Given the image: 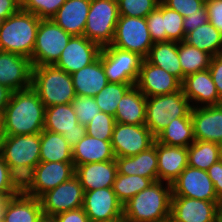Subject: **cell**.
<instances>
[{
    "mask_svg": "<svg viewBox=\"0 0 222 222\" xmlns=\"http://www.w3.org/2000/svg\"><path fill=\"white\" fill-rule=\"evenodd\" d=\"M45 108L31 87L13 91L0 117V135L40 134L44 130Z\"/></svg>",
    "mask_w": 222,
    "mask_h": 222,
    "instance_id": "6da1fadb",
    "label": "cell"
},
{
    "mask_svg": "<svg viewBox=\"0 0 222 222\" xmlns=\"http://www.w3.org/2000/svg\"><path fill=\"white\" fill-rule=\"evenodd\" d=\"M171 198V183L153 182L123 205V216L128 222H169Z\"/></svg>",
    "mask_w": 222,
    "mask_h": 222,
    "instance_id": "7a4b0ae2",
    "label": "cell"
},
{
    "mask_svg": "<svg viewBox=\"0 0 222 222\" xmlns=\"http://www.w3.org/2000/svg\"><path fill=\"white\" fill-rule=\"evenodd\" d=\"M40 20L21 8L1 21L0 51L16 53L31 60Z\"/></svg>",
    "mask_w": 222,
    "mask_h": 222,
    "instance_id": "3957f363",
    "label": "cell"
},
{
    "mask_svg": "<svg viewBox=\"0 0 222 222\" xmlns=\"http://www.w3.org/2000/svg\"><path fill=\"white\" fill-rule=\"evenodd\" d=\"M31 88L45 107L72 103L76 96L71 75L54 65L33 67Z\"/></svg>",
    "mask_w": 222,
    "mask_h": 222,
    "instance_id": "277c9868",
    "label": "cell"
},
{
    "mask_svg": "<svg viewBox=\"0 0 222 222\" xmlns=\"http://www.w3.org/2000/svg\"><path fill=\"white\" fill-rule=\"evenodd\" d=\"M192 106L182 88L171 94L146 97L145 126L156 137L179 117H191Z\"/></svg>",
    "mask_w": 222,
    "mask_h": 222,
    "instance_id": "5b68a950",
    "label": "cell"
},
{
    "mask_svg": "<svg viewBox=\"0 0 222 222\" xmlns=\"http://www.w3.org/2000/svg\"><path fill=\"white\" fill-rule=\"evenodd\" d=\"M118 18L117 0H91L84 36L101 48L111 45Z\"/></svg>",
    "mask_w": 222,
    "mask_h": 222,
    "instance_id": "8992f818",
    "label": "cell"
},
{
    "mask_svg": "<svg viewBox=\"0 0 222 222\" xmlns=\"http://www.w3.org/2000/svg\"><path fill=\"white\" fill-rule=\"evenodd\" d=\"M71 37L53 20L41 19L31 56L32 66L54 65Z\"/></svg>",
    "mask_w": 222,
    "mask_h": 222,
    "instance_id": "52a82bcc",
    "label": "cell"
},
{
    "mask_svg": "<svg viewBox=\"0 0 222 222\" xmlns=\"http://www.w3.org/2000/svg\"><path fill=\"white\" fill-rule=\"evenodd\" d=\"M99 56L109 83L136 84L144 59L138 53L108 45Z\"/></svg>",
    "mask_w": 222,
    "mask_h": 222,
    "instance_id": "ba28073f",
    "label": "cell"
},
{
    "mask_svg": "<svg viewBox=\"0 0 222 222\" xmlns=\"http://www.w3.org/2000/svg\"><path fill=\"white\" fill-rule=\"evenodd\" d=\"M153 44L145 18L119 16L112 46L138 53L145 59Z\"/></svg>",
    "mask_w": 222,
    "mask_h": 222,
    "instance_id": "9c48e42d",
    "label": "cell"
},
{
    "mask_svg": "<svg viewBox=\"0 0 222 222\" xmlns=\"http://www.w3.org/2000/svg\"><path fill=\"white\" fill-rule=\"evenodd\" d=\"M156 137L144 125L115 123L111 144L115 157L137 155L154 145Z\"/></svg>",
    "mask_w": 222,
    "mask_h": 222,
    "instance_id": "30bf717a",
    "label": "cell"
},
{
    "mask_svg": "<svg viewBox=\"0 0 222 222\" xmlns=\"http://www.w3.org/2000/svg\"><path fill=\"white\" fill-rule=\"evenodd\" d=\"M0 153L8 166L40 162V134L0 135Z\"/></svg>",
    "mask_w": 222,
    "mask_h": 222,
    "instance_id": "8fae6325",
    "label": "cell"
},
{
    "mask_svg": "<svg viewBox=\"0 0 222 222\" xmlns=\"http://www.w3.org/2000/svg\"><path fill=\"white\" fill-rule=\"evenodd\" d=\"M172 197H187L205 201L222 202L214 189L208 172L187 166L171 183Z\"/></svg>",
    "mask_w": 222,
    "mask_h": 222,
    "instance_id": "7c38bea8",
    "label": "cell"
},
{
    "mask_svg": "<svg viewBox=\"0 0 222 222\" xmlns=\"http://www.w3.org/2000/svg\"><path fill=\"white\" fill-rule=\"evenodd\" d=\"M84 193L79 179L74 175L39 198L42 212L46 215H57L83 207Z\"/></svg>",
    "mask_w": 222,
    "mask_h": 222,
    "instance_id": "4fadbf2b",
    "label": "cell"
},
{
    "mask_svg": "<svg viewBox=\"0 0 222 222\" xmlns=\"http://www.w3.org/2000/svg\"><path fill=\"white\" fill-rule=\"evenodd\" d=\"M44 130L62 134L71 147L86 135V126L78 122L71 103L46 107Z\"/></svg>",
    "mask_w": 222,
    "mask_h": 222,
    "instance_id": "5bb4252c",
    "label": "cell"
},
{
    "mask_svg": "<svg viewBox=\"0 0 222 222\" xmlns=\"http://www.w3.org/2000/svg\"><path fill=\"white\" fill-rule=\"evenodd\" d=\"M100 51L101 47L84 35L72 36L54 66L71 75L94 62Z\"/></svg>",
    "mask_w": 222,
    "mask_h": 222,
    "instance_id": "9a60e30c",
    "label": "cell"
},
{
    "mask_svg": "<svg viewBox=\"0 0 222 222\" xmlns=\"http://www.w3.org/2000/svg\"><path fill=\"white\" fill-rule=\"evenodd\" d=\"M82 208L90 222L110 221L123 216V204L112 187L86 191Z\"/></svg>",
    "mask_w": 222,
    "mask_h": 222,
    "instance_id": "2e32d148",
    "label": "cell"
},
{
    "mask_svg": "<svg viewBox=\"0 0 222 222\" xmlns=\"http://www.w3.org/2000/svg\"><path fill=\"white\" fill-rule=\"evenodd\" d=\"M32 68L29 58L0 51V84L11 91H21L31 87Z\"/></svg>",
    "mask_w": 222,
    "mask_h": 222,
    "instance_id": "e0dca14e",
    "label": "cell"
},
{
    "mask_svg": "<svg viewBox=\"0 0 222 222\" xmlns=\"http://www.w3.org/2000/svg\"><path fill=\"white\" fill-rule=\"evenodd\" d=\"M135 86L146 97H152L179 91L181 82L166 70L143 59Z\"/></svg>",
    "mask_w": 222,
    "mask_h": 222,
    "instance_id": "ac0fdd59",
    "label": "cell"
},
{
    "mask_svg": "<svg viewBox=\"0 0 222 222\" xmlns=\"http://www.w3.org/2000/svg\"><path fill=\"white\" fill-rule=\"evenodd\" d=\"M221 202L187 197L171 198V222H217L218 205Z\"/></svg>",
    "mask_w": 222,
    "mask_h": 222,
    "instance_id": "d6986e66",
    "label": "cell"
},
{
    "mask_svg": "<svg viewBox=\"0 0 222 222\" xmlns=\"http://www.w3.org/2000/svg\"><path fill=\"white\" fill-rule=\"evenodd\" d=\"M181 88L192 108L222 104L209 69L186 76Z\"/></svg>",
    "mask_w": 222,
    "mask_h": 222,
    "instance_id": "ffe728a7",
    "label": "cell"
},
{
    "mask_svg": "<svg viewBox=\"0 0 222 222\" xmlns=\"http://www.w3.org/2000/svg\"><path fill=\"white\" fill-rule=\"evenodd\" d=\"M75 175L73 162H39L35 167V182L26 194L40 198Z\"/></svg>",
    "mask_w": 222,
    "mask_h": 222,
    "instance_id": "44dd1931",
    "label": "cell"
},
{
    "mask_svg": "<svg viewBox=\"0 0 222 222\" xmlns=\"http://www.w3.org/2000/svg\"><path fill=\"white\" fill-rule=\"evenodd\" d=\"M195 140L222 145V104L192 108Z\"/></svg>",
    "mask_w": 222,
    "mask_h": 222,
    "instance_id": "7402d4cb",
    "label": "cell"
},
{
    "mask_svg": "<svg viewBox=\"0 0 222 222\" xmlns=\"http://www.w3.org/2000/svg\"><path fill=\"white\" fill-rule=\"evenodd\" d=\"M117 173L115 160L86 163L75 167V176L79 179L84 192L112 187Z\"/></svg>",
    "mask_w": 222,
    "mask_h": 222,
    "instance_id": "603a6c76",
    "label": "cell"
},
{
    "mask_svg": "<svg viewBox=\"0 0 222 222\" xmlns=\"http://www.w3.org/2000/svg\"><path fill=\"white\" fill-rule=\"evenodd\" d=\"M158 181L172 183L188 166V148L167 146L156 141Z\"/></svg>",
    "mask_w": 222,
    "mask_h": 222,
    "instance_id": "cb8c5ba5",
    "label": "cell"
},
{
    "mask_svg": "<svg viewBox=\"0 0 222 222\" xmlns=\"http://www.w3.org/2000/svg\"><path fill=\"white\" fill-rule=\"evenodd\" d=\"M90 4L91 0H66L51 20L72 36H82Z\"/></svg>",
    "mask_w": 222,
    "mask_h": 222,
    "instance_id": "d4e9b609",
    "label": "cell"
},
{
    "mask_svg": "<svg viewBox=\"0 0 222 222\" xmlns=\"http://www.w3.org/2000/svg\"><path fill=\"white\" fill-rule=\"evenodd\" d=\"M117 171L123 175H138L158 181L156 140L149 149L129 157H115Z\"/></svg>",
    "mask_w": 222,
    "mask_h": 222,
    "instance_id": "484cf974",
    "label": "cell"
},
{
    "mask_svg": "<svg viewBox=\"0 0 222 222\" xmlns=\"http://www.w3.org/2000/svg\"><path fill=\"white\" fill-rule=\"evenodd\" d=\"M76 95L95 97L107 84L108 79L100 56L91 64L71 74Z\"/></svg>",
    "mask_w": 222,
    "mask_h": 222,
    "instance_id": "4316f807",
    "label": "cell"
},
{
    "mask_svg": "<svg viewBox=\"0 0 222 222\" xmlns=\"http://www.w3.org/2000/svg\"><path fill=\"white\" fill-rule=\"evenodd\" d=\"M73 165H83L92 162L115 160L111 141L97 139L87 134L72 147Z\"/></svg>",
    "mask_w": 222,
    "mask_h": 222,
    "instance_id": "83f0119b",
    "label": "cell"
},
{
    "mask_svg": "<svg viewBox=\"0 0 222 222\" xmlns=\"http://www.w3.org/2000/svg\"><path fill=\"white\" fill-rule=\"evenodd\" d=\"M117 123L144 125L146 118V96L134 85L118 103L114 116Z\"/></svg>",
    "mask_w": 222,
    "mask_h": 222,
    "instance_id": "f1b7e54d",
    "label": "cell"
},
{
    "mask_svg": "<svg viewBox=\"0 0 222 222\" xmlns=\"http://www.w3.org/2000/svg\"><path fill=\"white\" fill-rule=\"evenodd\" d=\"M42 213L41 202L38 198L18 194L7 200L3 222H37Z\"/></svg>",
    "mask_w": 222,
    "mask_h": 222,
    "instance_id": "f546056e",
    "label": "cell"
},
{
    "mask_svg": "<svg viewBox=\"0 0 222 222\" xmlns=\"http://www.w3.org/2000/svg\"><path fill=\"white\" fill-rule=\"evenodd\" d=\"M150 64L161 67L182 83V69L178 56V42L154 43L145 58Z\"/></svg>",
    "mask_w": 222,
    "mask_h": 222,
    "instance_id": "4dcf8cb0",
    "label": "cell"
},
{
    "mask_svg": "<svg viewBox=\"0 0 222 222\" xmlns=\"http://www.w3.org/2000/svg\"><path fill=\"white\" fill-rule=\"evenodd\" d=\"M40 162H73L72 147L59 133H40Z\"/></svg>",
    "mask_w": 222,
    "mask_h": 222,
    "instance_id": "1f68e13d",
    "label": "cell"
},
{
    "mask_svg": "<svg viewBox=\"0 0 222 222\" xmlns=\"http://www.w3.org/2000/svg\"><path fill=\"white\" fill-rule=\"evenodd\" d=\"M156 141L176 147H189L194 141V129L191 117L173 119L157 136Z\"/></svg>",
    "mask_w": 222,
    "mask_h": 222,
    "instance_id": "d6a6232c",
    "label": "cell"
},
{
    "mask_svg": "<svg viewBox=\"0 0 222 222\" xmlns=\"http://www.w3.org/2000/svg\"><path fill=\"white\" fill-rule=\"evenodd\" d=\"M184 41L212 57L222 55V34L210 22L189 32Z\"/></svg>",
    "mask_w": 222,
    "mask_h": 222,
    "instance_id": "836d02e7",
    "label": "cell"
},
{
    "mask_svg": "<svg viewBox=\"0 0 222 222\" xmlns=\"http://www.w3.org/2000/svg\"><path fill=\"white\" fill-rule=\"evenodd\" d=\"M178 56L182 69V82L190 74L209 69L212 56L185 41L178 42Z\"/></svg>",
    "mask_w": 222,
    "mask_h": 222,
    "instance_id": "e575fe53",
    "label": "cell"
},
{
    "mask_svg": "<svg viewBox=\"0 0 222 222\" xmlns=\"http://www.w3.org/2000/svg\"><path fill=\"white\" fill-rule=\"evenodd\" d=\"M221 157V145L215 142L195 140L188 147V165L207 171Z\"/></svg>",
    "mask_w": 222,
    "mask_h": 222,
    "instance_id": "d590c367",
    "label": "cell"
},
{
    "mask_svg": "<svg viewBox=\"0 0 222 222\" xmlns=\"http://www.w3.org/2000/svg\"><path fill=\"white\" fill-rule=\"evenodd\" d=\"M154 181L138 175H123L117 173L112 189L118 200L124 205L136 194L148 188Z\"/></svg>",
    "mask_w": 222,
    "mask_h": 222,
    "instance_id": "8d00e7d4",
    "label": "cell"
},
{
    "mask_svg": "<svg viewBox=\"0 0 222 222\" xmlns=\"http://www.w3.org/2000/svg\"><path fill=\"white\" fill-rule=\"evenodd\" d=\"M135 84L109 83L94 97L100 111L112 115L116 114L118 103L124 94Z\"/></svg>",
    "mask_w": 222,
    "mask_h": 222,
    "instance_id": "74e56055",
    "label": "cell"
},
{
    "mask_svg": "<svg viewBox=\"0 0 222 222\" xmlns=\"http://www.w3.org/2000/svg\"><path fill=\"white\" fill-rule=\"evenodd\" d=\"M9 183L17 194H27L35 182V166H9Z\"/></svg>",
    "mask_w": 222,
    "mask_h": 222,
    "instance_id": "f35d334b",
    "label": "cell"
},
{
    "mask_svg": "<svg viewBox=\"0 0 222 222\" xmlns=\"http://www.w3.org/2000/svg\"><path fill=\"white\" fill-rule=\"evenodd\" d=\"M161 0H117L119 16L146 18Z\"/></svg>",
    "mask_w": 222,
    "mask_h": 222,
    "instance_id": "ab89813d",
    "label": "cell"
},
{
    "mask_svg": "<svg viewBox=\"0 0 222 222\" xmlns=\"http://www.w3.org/2000/svg\"><path fill=\"white\" fill-rule=\"evenodd\" d=\"M115 123V118L112 115L100 111L86 125V134L104 141H111Z\"/></svg>",
    "mask_w": 222,
    "mask_h": 222,
    "instance_id": "60d3db41",
    "label": "cell"
},
{
    "mask_svg": "<svg viewBox=\"0 0 222 222\" xmlns=\"http://www.w3.org/2000/svg\"><path fill=\"white\" fill-rule=\"evenodd\" d=\"M183 23L184 17L163 4V31L166 32V42H182L185 40Z\"/></svg>",
    "mask_w": 222,
    "mask_h": 222,
    "instance_id": "b9f144b4",
    "label": "cell"
},
{
    "mask_svg": "<svg viewBox=\"0 0 222 222\" xmlns=\"http://www.w3.org/2000/svg\"><path fill=\"white\" fill-rule=\"evenodd\" d=\"M22 9L40 19H52L66 0H21Z\"/></svg>",
    "mask_w": 222,
    "mask_h": 222,
    "instance_id": "7bdbcfd3",
    "label": "cell"
},
{
    "mask_svg": "<svg viewBox=\"0 0 222 222\" xmlns=\"http://www.w3.org/2000/svg\"><path fill=\"white\" fill-rule=\"evenodd\" d=\"M78 122L84 126L100 112L94 97L76 95L72 103Z\"/></svg>",
    "mask_w": 222,
    "mask_h": 222,
    "instance_id": "ee69618b",
    "label": "cell"
},
{
    "mask_svg": "<svg viewBox=\"0 0 222 222\" xmlns=\"http://www.w3.org/2000/svg\"><path fill=\"white\" fill-rule=\"evenodd\" d=\"M145 19L153 43L166 42V32L163 31V3L160 2Z\"/></svg>",
    "mask_w": 222,
    "mask_h": 222,
    "instance_id": "f6af8a7d",
    "label": "cell"
},
{
    "mask_svg": "<svg viewBox=\"0 0 222 222\" xmlns=\"http://www.w3.org/2000/svg\"><path fill=\"white\" fill-rule=\"evenodd\" d=\"M161 2L184 18L193 13H197L204 5L200 0H161Z\"/></svg>",
    "mask_w": 222,
    "mask_h": 222,
    "instance_id": "bcb514c9",
    "label": "cell"
},
{
    "mask_svg": "<svg viewBox=\"0 0 222 222\" xmlns=\"http://www.w3.org/2000/svg\"><path fill=\"white\" fill-rule=\"evenodd\" d=\"M208 13L205 4L197 11L184 18L183 30L187 35L189 32L196 30L198 27L208 23Z\"/></svg>",
    "mask_w": 222,
    "mask_h": 222,
    "instance_id": "7dc6e473",
    "label": "cell"
},
{
    "mask_svg": "<svg viewBox=\"0 0 222 222\" xmlns=\"http://www.w3.org/2000/svg\"><path fill=\"white\" fill-rule=\"evenodd\" d=\"M205 6L210 24L222 34V0H207Z\"/></svg>",
    "mask_w": 222,
    "mask_h": 222,
    "instance_id": "c3c4849f",
    "label": "cell"
},
{
    "mask_svg": "<svg viewBox=\"0 0 222 222\" xmlns=\"http://www.w3.org/2000/svg\"><path fill=\"white\" fill-rule=\"evenodd\" d=\"M8 172H9V166L3 160V157L0 153V193L4 197L11 198L18 194L10 186Z\"/></svg>",
    "mask_w": 222,
    "mask_h": 222,
    "instance_id": "681fc988",
    "label": "cell"
},
{
    "mask_svg": "<svg viewBox=\"0 0 222 222\" xmlns=\"http://www.w3.org/2000/svg\"><path fill=\"white\" fill-rule=\"evenodd\" d=\"M209 71L217 88L219 99L222 101V55L212 57Z\"/></svg>",
    "mask_w": 222,
    "mask_h": 222,
    "instance_id": "f907efd6",
    "label": "cell"
},
{
    "mask_svg": "<svg viewBox=\"0 0 222 222\" xmlns=\"http://www.w3.org/2000/svg\"><path fill=\"white\" fill-rule=\"evenodd\" d=\"M207 172L214 184V189L218 198L222 201V159L209 167Z\"/></svg>",
    "mask_w": 222,
    "mask_h": 222,
    "instance_id": "816d5d0a",
    "label": "cell"
},
{
    "mask_svg": "<svg viewBox=\"0 0 222 222\" xmlns=\"http://www.w3.org/2000/svg\"><path fill=\"white\" fill-rule=\"evenodd\" d=\"M58 222H90L82 207L55 215Z\"/></svg>",
    "mask_w": 222,
    "mask_h": 222,
    "instance_id": "f5cc1de1",
    "label": "cell"
},
{
    "mask_svg": "<svg viewBox=\"0 0 222 222\" xmlns=\"http://www.w3.org/2000/svg\"><path fill=\"white\" fill-rule=\"evenodd\" d=\"M21 8V0H0V21L18 12Z\"/></svg>",
    "mask_w": 222,
    "mask_h": 222,
    "instance_id": "db71d44e",
    "label": "cell"
},
{
    "mask_svg": "<svg viewBox=\"0 0 222 222\" xmlns=\"http://www.w3.org/2000/svg\"><path fill=\"white\" fill-rule=\"evenodd\" d=\"M12 92L8 87L0 84V117L9 103Z\"/></svg>",
    "mask_w": 222,
    "mask_h": 222,
    "instance_id": "11a10c76",
    "label": "cell"
},
{
    "mask_svg": "<svg viewBox=\"0 0 222 222\" xmlns=\"http://www.w3.org/2000/svg\"><path fill=\"white\" fill-rule=\"evenodd\" d=\"M37 222H58V220L55 215H46L42 213Z\"/></svg>",
    "mask_w": 222,
    "mask_h": 222,
    "instance_id": "9f6ffc18",
    "label": "cell"
},
{
    "mask_svg": "<svg viewBox=\"0 0 222 222\" xmlns=\"http://www.w3.org/2000/svg\"><path fill=\"white\" fill-rule=\"evenodd\" d=\"M8 199H9L8 197L4 196L0 199V221H3L4 208Z\"/></svg>",
    "mask_w": 222,
    "mask_h": 222,
    "instance_id": "6f0895ef",
    "label": "cell"
},
{
    "mask_svg": "<svg viewBox=\"0 0 222 222\" xmlns=\"http://www.w3.org/2000/svg\"><path fill=\"white\" fill-rule=\"evenodd\" d=\"M217 222H222V202L218 205Z\"/></svg>",
    "mask_w": 222,
    "mask_h": 222,
    "instance_id": "680465c9",
    "label": "cell"
},
{
    "mask_svg": "<svg viewBox=\"0 0 222 222\" xmlns=\"http://www.w3.org/2000/svg\"><path fill=\"white\" fill-rule=\"evenodd\" d=\"M102 222H128V221L124 218V216H121L110 221H102Z\"/></svg>",
    "mask_w": 222,
    "mask_h": 222,
    "instance_id": "91938a15",
    "label": "cell"
}]
</instances>
